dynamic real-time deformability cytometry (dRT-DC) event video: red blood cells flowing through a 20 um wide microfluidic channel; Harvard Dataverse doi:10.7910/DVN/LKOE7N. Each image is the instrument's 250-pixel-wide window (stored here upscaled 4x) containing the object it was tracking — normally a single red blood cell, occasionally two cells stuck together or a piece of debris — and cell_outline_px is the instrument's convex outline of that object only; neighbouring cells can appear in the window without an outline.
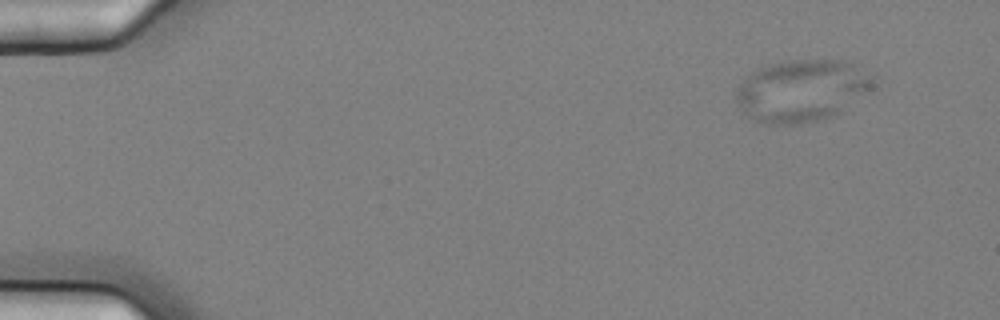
{"species": "common noctule bat (a hibernating species)", "species_latin": "Nyctalus noctula", "temperature_condition": "cold", "stored_images_in_passage": 4, "camera_frame_rate_fps": 3000, "um_per_image_px": 0.085, "animal": {"sex": "female", "body_mass_g": 25.1}, "frame": {"image": 1, "passage_image": 1, "time_ms": 0.0, "image_size_px": [1000, 320], "cell_outline_px": [[876, 76], [872, 88], [836, 112], [828, 116], [816, 120], [796, 124], [772, 124], [756, 120], [748, 116], [744, 112], [736, 100], [736, 88], [756, 68], [768, 64], [784, 60], [840, 60], [852, 64]], "centroid_in_image_um": [68.11, 7.66], "position_along_channel_um": 16.9, "area_um2": 48.73}}